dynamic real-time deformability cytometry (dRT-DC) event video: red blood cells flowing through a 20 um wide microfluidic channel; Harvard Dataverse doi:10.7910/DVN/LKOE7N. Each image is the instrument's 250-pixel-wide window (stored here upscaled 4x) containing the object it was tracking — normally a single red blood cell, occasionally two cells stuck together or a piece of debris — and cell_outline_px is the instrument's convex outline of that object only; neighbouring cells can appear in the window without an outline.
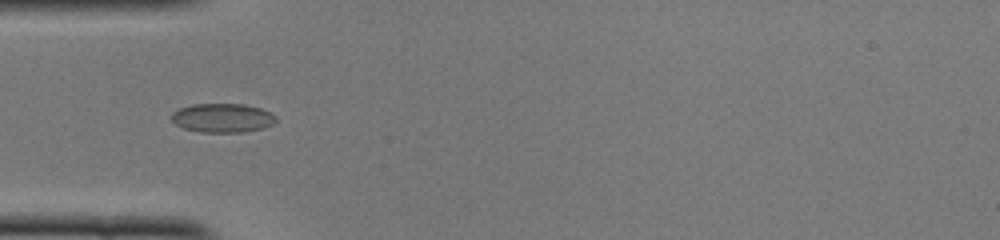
{"species": "common noctule bat (a hibernating species)", "species_latin": "Nyctalus noctula", "temperature_condition": "cold", "stored_images_in_passage": 36, "camera_frame_rate_fps": 3000, "um_per_image_px": 0.085, "animal": {"sex": "female", "body_mass_g": 22.0, "forearm_length_mm": 56.7}, "frame": {"image": 1, "passage_image": 2, "time_ms": 0.333, "image_size_px": [1000, 240], "cell_outline_px": [[276, 120], [272, 124], [260, 128], [244, 132], [200, 132], [184, 128], [176, 124], [172, 120], [172, 112], [180, 108], [192, 104], [244, 104], [260, 108], [276, 116]], "centroid_in_image_um": [18.89, 10.02], "position_along_channel_um": 66.1, "area_um2": 17.46}}
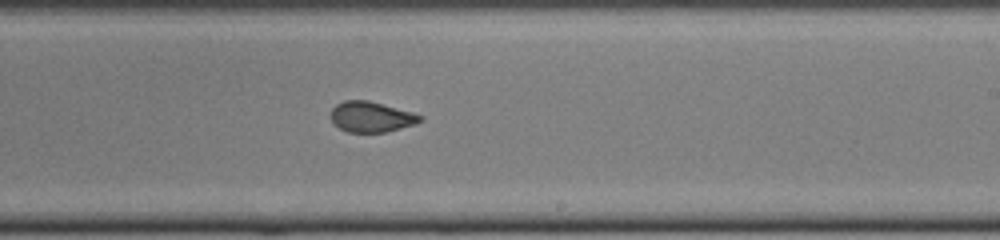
{"frame": {"image": 2, "passage_image": 16, "time_ms": 5.0, "image_size_px": [1000, 240], "cell_outline_px": [[424, 120], [416, 124], [384, 132], [348, 132], [332, 124], [332, 108], [336, 104], [344, 100], [368, 100], [412, 112], [424, 116]], "centroid_in_image_um": [31.57, 9.93], "position_along_channel_um": 257.4, "area_um2": 15.9}}
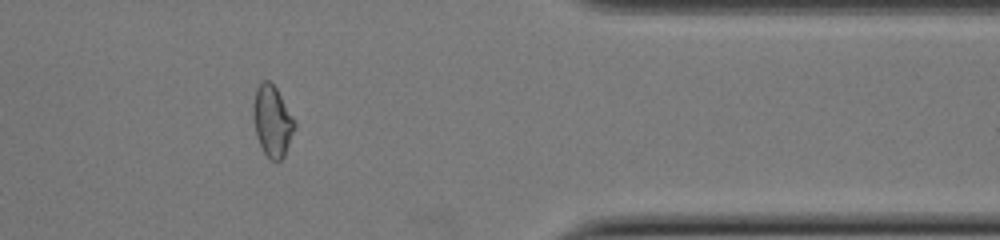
{"frame": {"image": 3, "passage_image": 27, "time_ms": 8.667, "image_size_px": [1000, 240], "cell_outline_px": [[296, 124], [284, 156], [280, 160], [272, 160], [264, 152], [256, 136], [252, 116], [252, 104], [256, 88], [260, 80], [268, 80], [276, 88], [296, 120]], "centroid_in_image_um": [23.12, 10.24], "position_along_channel_um": 388.3, "area_um2": 17.22}, "authors_computed_cell_mechanics": {"area_um2": 16.9065, "velocity_mm_per_s": 4.1111, "shape_relaxation_time_tau1_ms": 8.9454, "shape_relaxation_time_tau2_ms": 1.3445, "deformation_change_tau1": 0.1556, "deformation_change_tau2": 0.0432}}